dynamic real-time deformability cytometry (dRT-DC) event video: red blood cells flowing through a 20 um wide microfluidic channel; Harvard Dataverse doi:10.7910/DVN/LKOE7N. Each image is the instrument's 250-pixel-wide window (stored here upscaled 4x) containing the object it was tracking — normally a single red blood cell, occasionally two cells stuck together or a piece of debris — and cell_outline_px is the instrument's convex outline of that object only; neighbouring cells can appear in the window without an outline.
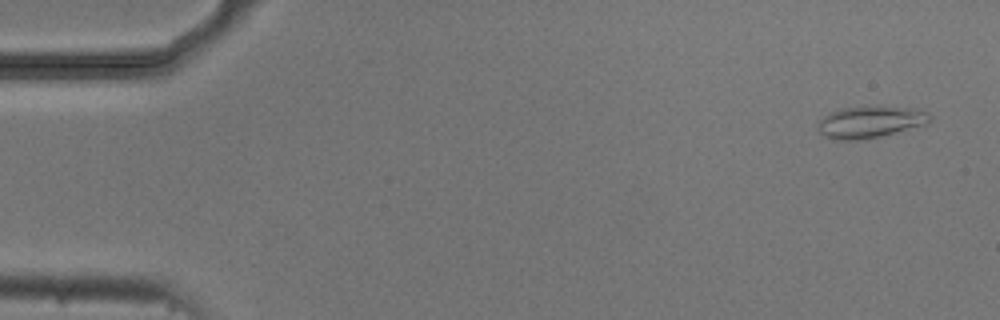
{"species": "common noctule bat (a hibernating species)", "species_latin": "Nyctalus noctula", "temperature_condition": "cold", "stored_images_in_passage": 4, "camera_frame_rate_fps": 3000, "um_per_image_px": 0.085, "animal": {"sex": "male", "body_mass_g": 20.5, "forearm_length_mm": 52.5}, "frame": {"image": 1, "passage_image": 1, "time_ms": 0.0, "image_size_px": [1000, 320], "cell_outline_px": [[932, 116], [928, 124], [880, 136], [860, 140], [836, 140], [824, 136], [816, 128], [820, 120], [824, 116], [832, 112], [844, 108], [920, 108], [928, 112]], "centroid_in_image_um": [73.99, 10.4], "position_along_channel_um": 11.0, "area_um2": 20.29}}